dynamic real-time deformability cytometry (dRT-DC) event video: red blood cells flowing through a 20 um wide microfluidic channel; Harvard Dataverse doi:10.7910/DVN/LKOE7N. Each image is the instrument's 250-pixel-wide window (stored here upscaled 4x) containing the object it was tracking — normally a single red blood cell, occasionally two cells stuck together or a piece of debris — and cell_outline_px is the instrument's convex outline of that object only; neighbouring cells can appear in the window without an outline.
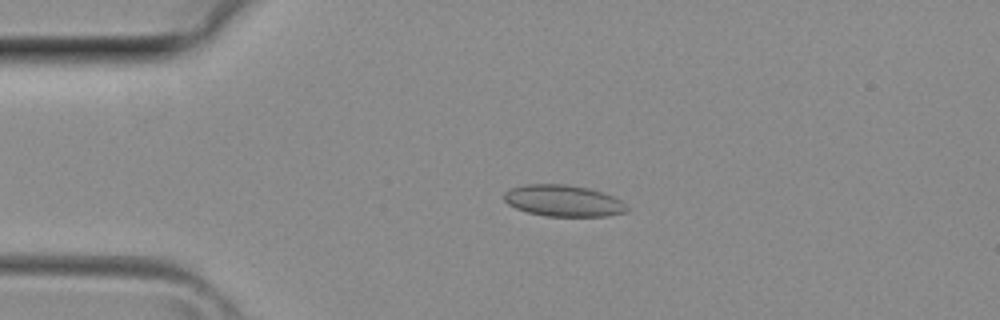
{"species": "common noctule bat (a hibernating species)", "species_latin": "Nyctalus noctula", "temperature_condition": "room temperature", "stored_images_in_passage": 35, "camera_frame_rate_fps": 3000, "um_per_image_px": 0.085, "animal": {"sex": "female", "body_mass_g": 29.2, "forearm_length_mm": 56.3}, "frame": {"image": 1, "passage_image": 5, "time_ms": 1.333, "image_size_px": [1000, 320], "cell_outline_px": [[628, 212], [608, 216], [544, 216], [528, 212], [516, 208], [508, 204], [504, 200], [504, 192], [512, 188], [524, 184], [564, 184], [588, 188], [612, 196], [620, 200], [628, 208]], "centroid_in_image_um": [47.87, 17.07], "position_along_channel_um": 37.1, "area_um2": 22.43}}
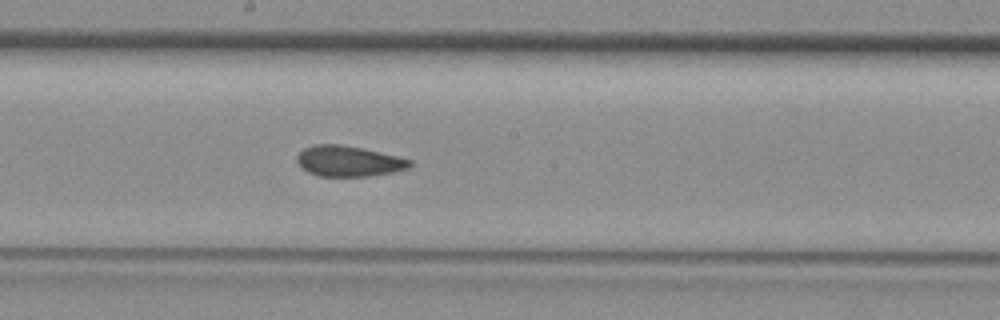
{"frame": {"image": 2, "passage_image": 17, "time_ms": 5.333, "image_size_px": [1000, 320], "cell_outline_px": [[412, 164], [408, 168], [392, 172], [368, 176], [320, 176], [308, 172], [296, 160], [296, 156], [304, 148], [316, 144], [340, 144], [380, 152], [412, 160]], "centroid_in_image_um": [29.63, 13.69], "position_along_channel_um": 218.6, "area_um2": 19.88}}
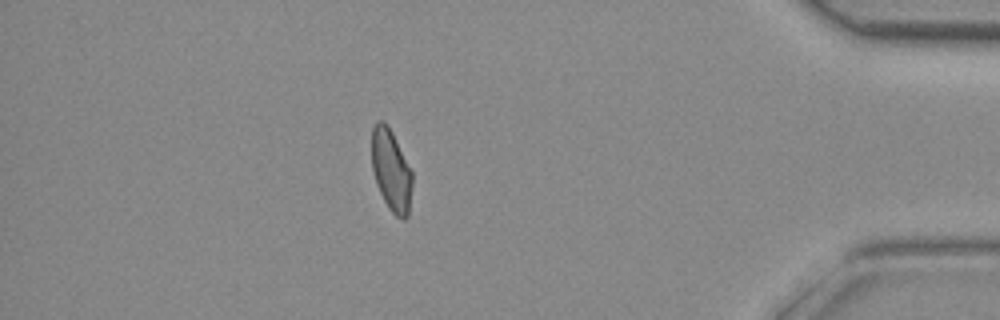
{"frame": {"image": 3, "passage_image": 30, "time_ms": 9.667, "image_size_px": [1000, 320], "cell_outline_px": [[412, 188], [408, 216], [404, 220], [396, 216], [388, 208], [376, 184], [372, 168], [372, 128], [376, 120], [384, 120], [388, 124], [412, 172]], "centroid_in_image_um": [33.24, 14.47], "position_along_channel_um": 402.0, "area_um2": 19.36}}